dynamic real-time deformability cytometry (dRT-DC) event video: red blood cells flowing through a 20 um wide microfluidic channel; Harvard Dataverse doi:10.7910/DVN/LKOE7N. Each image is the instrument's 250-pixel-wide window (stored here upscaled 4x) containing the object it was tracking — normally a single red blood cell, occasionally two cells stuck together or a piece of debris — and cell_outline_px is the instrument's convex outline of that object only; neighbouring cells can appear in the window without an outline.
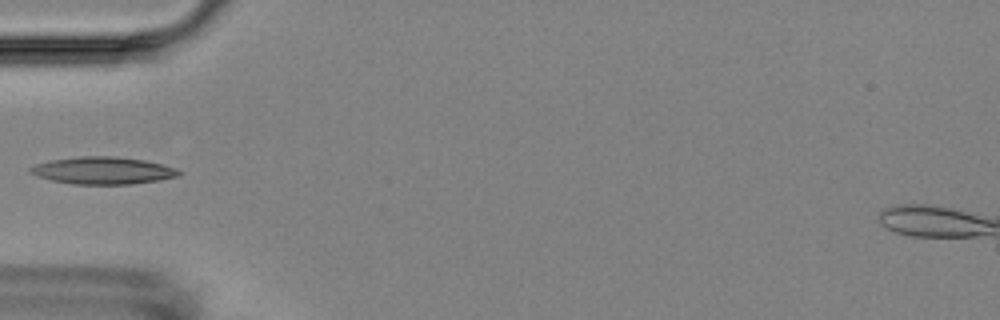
{"species": "Egyptian fruit bat (a non-hibernating species)", "species_latin": "Rousettus aegyptiacus", "temperature_condition": "room temperature", "stored_images_in_passage": 3, "camera_frame_rate_fps": 3000, "um_per_image_px": 0.085, "animal": {"sex": "female"}, "frame": {"image": 1, "passage_image": 2, "time_ms": 1.333, "image_size_px": [1000, 320], "cell_outline_px": [[180, 176], [160, 180], [132, 184], [72, 184], [52, 180], [36, 176], [28, 172], [28, 168], [36, 164], [52, 160], [80, 156], [112, 156], [144, 160], [176, 168], [180, 172]], "centroid_in_image_um": [8.73, 14.5], "position_along_channel_um": 76.3, "area_um2": 23.52}}
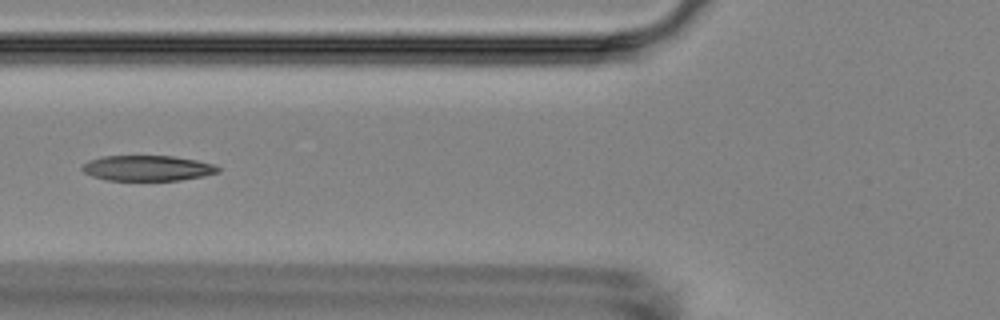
{"frame": {"image": 2, "passage_image": 3, "time_ms": 2.333, "image_size_px": [1000, 320], "cell_outline_px": [[220, 172], [204, 176], [180, 180], [104, 180], [92, 176], [84, 172], [80, 168], [88, 160], [104, 156], [172, 156], [196, 160], [212, 164], [220, 168]], "centroid_in_image_um": [12.52, 14.29], "position_along_channel_um": 113.3, "area_um2": 20.11}}